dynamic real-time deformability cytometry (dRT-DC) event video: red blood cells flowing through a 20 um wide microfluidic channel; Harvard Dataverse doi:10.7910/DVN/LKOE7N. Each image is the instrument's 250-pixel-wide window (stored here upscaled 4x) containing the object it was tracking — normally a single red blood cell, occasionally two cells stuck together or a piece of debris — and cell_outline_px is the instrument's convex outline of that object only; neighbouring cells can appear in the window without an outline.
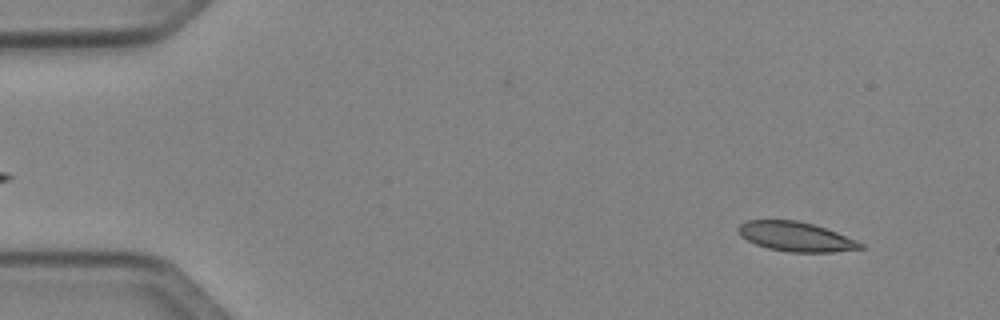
{"species": "Egyptian fruit bat (a non-hibernating species)", "species_latin": "Rousettus aegyptiacus", "temperature_condition": "cold", "stored_images_in_passage": 51, "segment_of_instrument_passage": [1, 2], "camera_frame_rate_fps": 3000, "um_per_image_px": 0.085, "animal": {"sex": "female"}, "frame": {"image": 1, "passage_image": 4, "time_ms": 1.0, "image_size_px": [1000, 320], "cell_outline_px": [[864, 248], [832, 252], [788, 252], [768, 248], [756, 244], [740, 236], [736, 228], [740, 224], [748, 220], [796, 220], [812, 224], [836, 232], [856, 240], [864, 244]], "centroid_in_image_um": [67.62, 20.11], "position_along_channel_um": 17.4, "area_um2": 20.87}}
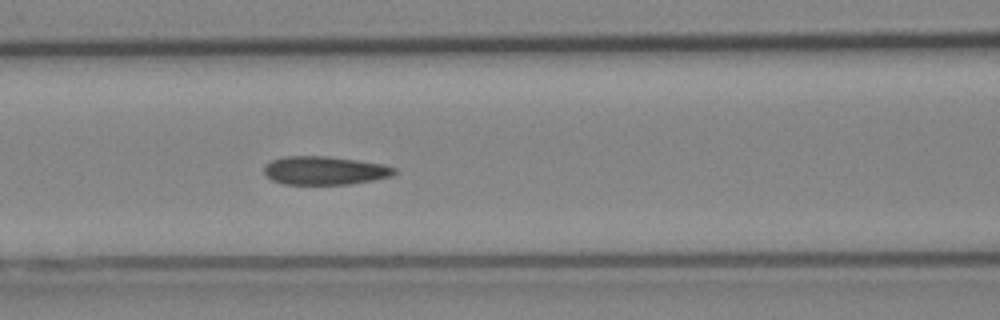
{"frame": {"image": 2, "passage_image": 21, "time_ms": 6.667, "image_size_px": [1000, 320], "cell_outline_px": [[396, 172], [392, 176], [372, 180], [348, 184], [284, 184], [272, 180], [264, 172], [264, 164], [272, 160], [284, 156], [324, 156], [356, 160], [384, 164], [396, 168]], "centroid_in_image_um": [27.59, 14.49], "position_along_channel_um": 139.0, "area_um2": 21.5}}
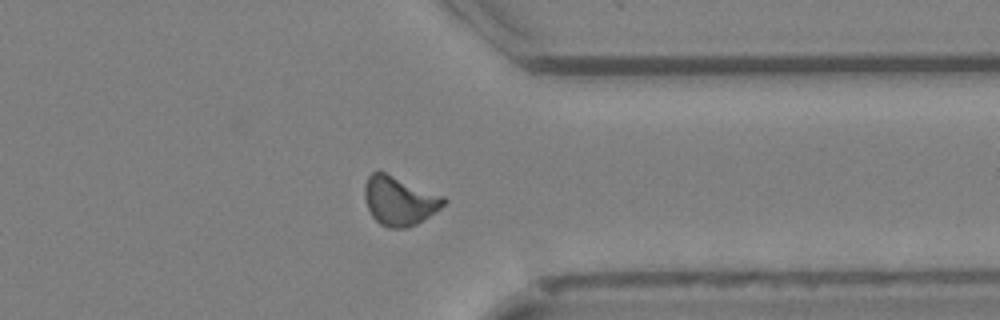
{"frame": {"image": 3, "passage_image": 39, "time_ms": 12.667, "image_size_px": [1000, 320], "cell_outline_px": [[448, 200], [440, 208], [416, 224], [408, 228], [388, 228], [380, 224], [372, 216], [368, 208], [364, 196], [364, 184], [368, 176], [372, 172], [384, 172], [444, 196]], "centroid_in_image_um": [33.93, 17.07], "position_along_channel_um": 377.5, "area_um2": 22.37}}